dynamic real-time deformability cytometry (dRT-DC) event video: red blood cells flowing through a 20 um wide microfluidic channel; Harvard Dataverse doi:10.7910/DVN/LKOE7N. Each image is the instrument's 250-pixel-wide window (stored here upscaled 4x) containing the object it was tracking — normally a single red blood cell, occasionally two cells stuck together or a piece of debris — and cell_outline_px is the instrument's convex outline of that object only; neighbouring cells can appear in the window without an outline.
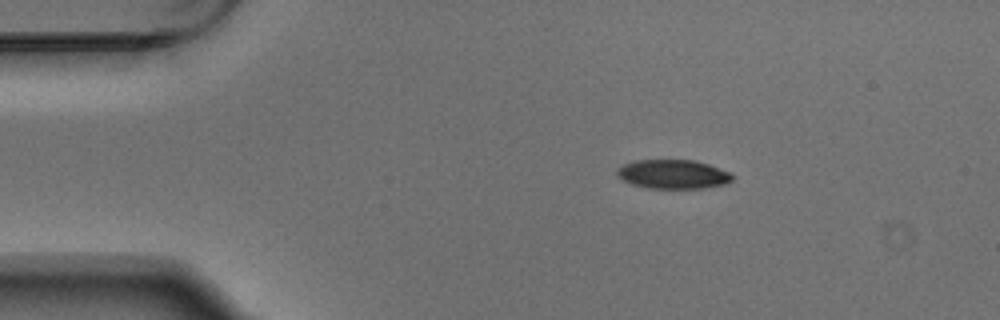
{"species": "Egyptian fruit bat (a non-hibernating species)", "species_latin": "Rousettus aegyptiacus", "temperature_condition": "warm", "stored_images_in_passage": 3, "camera_frame_rate_fps": 3000, "um_per_image_px": 0.085, "animal": {"sex": "male"}, "frame": {"image": 1, "passage_image": 1, "time_ms": 0.0, "image_size_px": [1000, 320], "cell_outline_px": [[732, 180], [724, 184], [704, 188], [648, 188], [632, 184], [616, 176], [616, 168], [624, 164], [636, 160], [696, 160], [732, 172]], "centroid_in_image_um": [57.2, 14.8], "position_along_channel_um": 27.8, "area_um2": 19.59}}
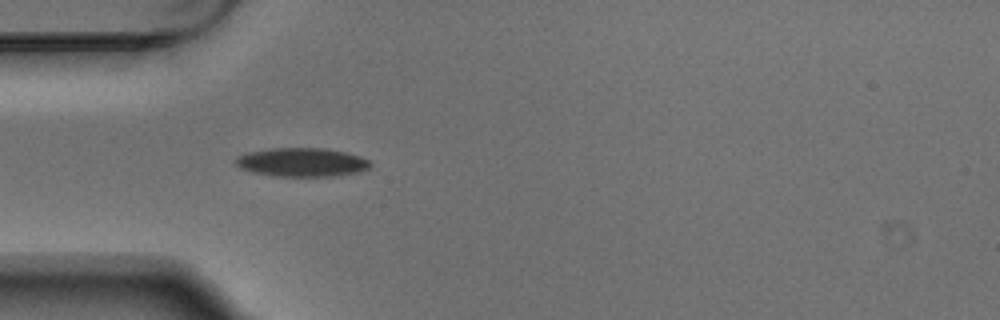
{"frame": {"image": 2, "passage_image": 3, "time_ms": 0.667, "image_size_px": [1000, 320], "cell_outline_px": [[372, 164], [368, 168], [360, 172], [336, 176], [272, 176], [252, 172], [240, 168], [236, 164], [236, 156], [248, 152], [272, 148], [324, 148], [344, 152], [360, 156], [368, 160]], "centroid_in_image_um": [25.65, 13.79], "position_along_channel_um": 59.3, "area_um2": 22.6}}